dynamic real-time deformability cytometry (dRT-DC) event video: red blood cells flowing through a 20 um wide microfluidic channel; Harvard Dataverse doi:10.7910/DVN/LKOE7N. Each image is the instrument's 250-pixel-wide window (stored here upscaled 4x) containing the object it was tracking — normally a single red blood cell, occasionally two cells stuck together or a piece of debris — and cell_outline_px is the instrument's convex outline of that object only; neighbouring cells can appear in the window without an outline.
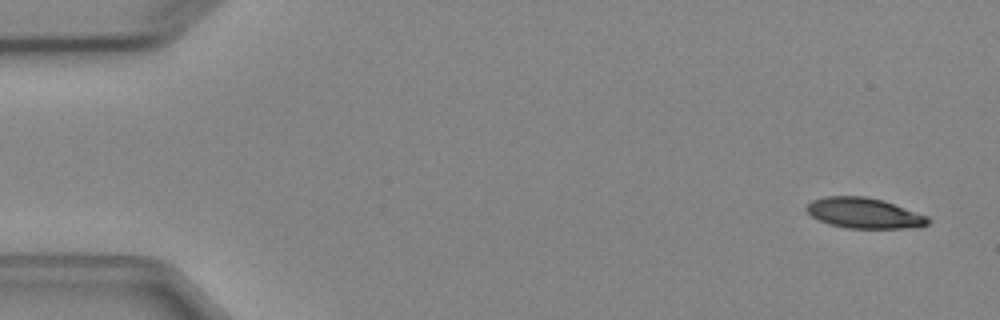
{"species": "Egyptian fruit bat (a non-hibernating species)", "species_latin": "Rousettus aegyptiacus", "temperature_condition": "cold", "stored_images_in_passage": 6, "camera_frame_rate_fps": 3000, "um_per_image_px": 0.085, "animal": {"sex": "female"}, "frame": {"image": 1, "passage_image": 1, "time_ms": 0.0, "image_size_px": [1000, 320], "cell_outline_px": [[932, 220], [928, 224], [920, 228], [848, 228], [828, 224], [812, 216], [804, 208], [812, 200], [824, 196], [864, 196], [884, 200], [928, 216]], "centroid_in_image_um": [73.49, 18.11], "position_along_channel_um": 11.5, "area_um2": 21.79}}
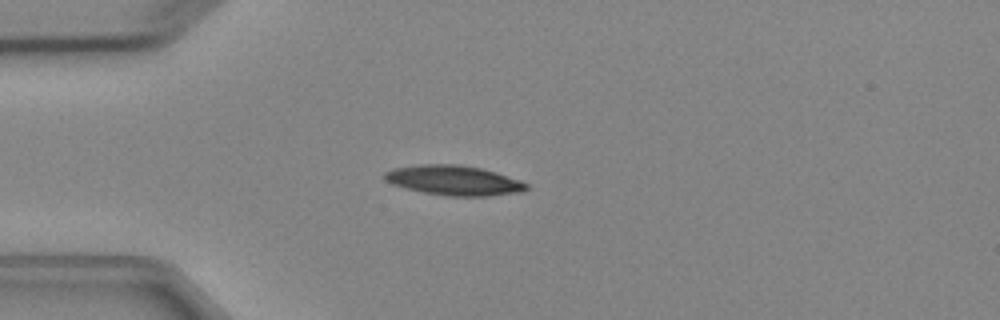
{"frame": {"image": 2, "passage_image": 4, "time_ms": 3.667, "image_size_px": [1000, 320], "cell_outline_px": [[528, 188], [524, 192], [488, 196], [448, 196], [424, 192], [392, 184], [384, 180], [384, 172], [396, 168], [420, 164], [460, 164], [480, 168], [496, 172], [520, 180], [528, 184]], "centroid_in_image_um": [38.62, 15.33], "position_along_channel_um": 46.4, "area_um2": 24.62}}